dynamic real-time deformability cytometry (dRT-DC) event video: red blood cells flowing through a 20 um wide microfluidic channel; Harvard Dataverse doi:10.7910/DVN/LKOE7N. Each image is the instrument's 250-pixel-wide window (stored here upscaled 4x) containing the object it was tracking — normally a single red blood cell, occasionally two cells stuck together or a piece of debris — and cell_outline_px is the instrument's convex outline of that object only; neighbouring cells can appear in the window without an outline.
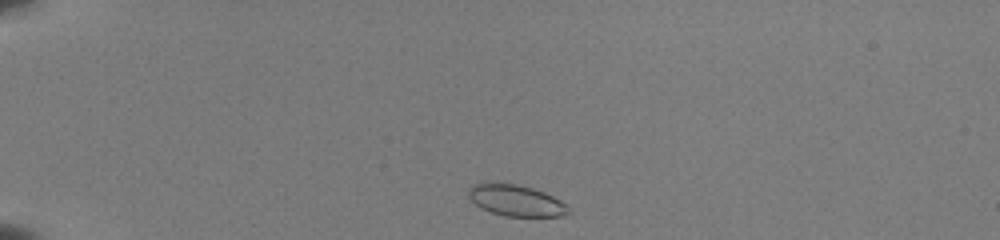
{"species": "common noctule bat (a hibernating species)", "species_latin": "Nyctalus noctula", "temperature_condition": "room temperature", "stored_images_in_passage": 40, "camera_frame_rate_fps": 3000, "um_per_image_px": 0.085, "animal": {"sex": "female", "body_mass_g": 22.0, "forearm_length_mm": 56.7}, "frame": {"image": 1, "passage_image": 1, "time_ms": 0.0, "image_size_px": [1000, 240], "cell_outline_px": [[572, 212], [560, 216], [504, 216], [480, 208], [468, 196], [468, 192], [472, 184], [516, 184], [532, 188], [544, 192], [568, 204]], "centroid_in_image_um": [43.91, 17.06], "position_along_channel_um": 41.1, "area_um2": 17.98}}
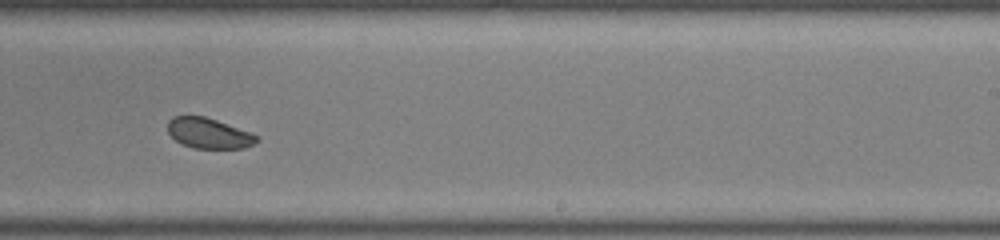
{"frame": {"image": 2, "passage_image": 23, "time_ms": 7.333, "image_size_px": [1000, 240], "cell_outline_px": [[260, 140], [244, 148], [192, 148], [180, 144], [168, 132], [168, 120], [172, 116], [204, 116], [252, 132], [260, 136]], "centroid_in_image_um": [17.76, 11.33], "position_along_channel_um": 271.2, "area_um2": 15.9}}
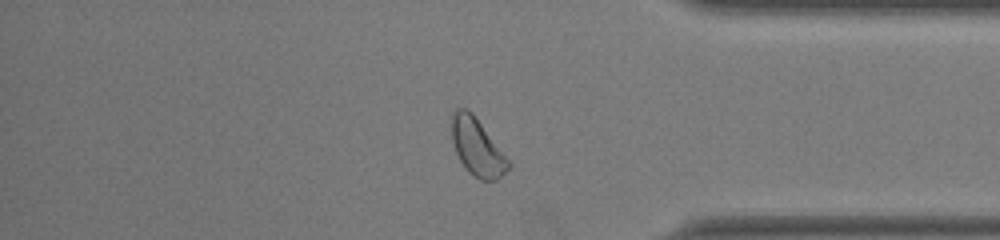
{"frame": {"image": 3, "passage_image": 33, "time_ms": 10.667, "image_size_px": [1000, 240], "cell_outline_px": [[508, 168], [496, 180], [480, 180], [472, 176], [464, 168], [456, 152], [452, 140], [452, 112], [456, 108], [468, 108], [472, 112], [508, 160]], "centroid_in_image_um": [40.5, 12.5], "position_along_channel_um": 394.7, "area_um2": 18.5}, "authors_computed_cell_mechanics": {"area_um2": 18.0336, "velocity_mm_per_s": 3.952, "shape_relaxation_time_tau1_ms": 1.3661, "shape_relaxation_time_tau2_ms": 1.0707, "deformation_change_tau1": 0.051, "deformation_change_tau2": 0.0508}}